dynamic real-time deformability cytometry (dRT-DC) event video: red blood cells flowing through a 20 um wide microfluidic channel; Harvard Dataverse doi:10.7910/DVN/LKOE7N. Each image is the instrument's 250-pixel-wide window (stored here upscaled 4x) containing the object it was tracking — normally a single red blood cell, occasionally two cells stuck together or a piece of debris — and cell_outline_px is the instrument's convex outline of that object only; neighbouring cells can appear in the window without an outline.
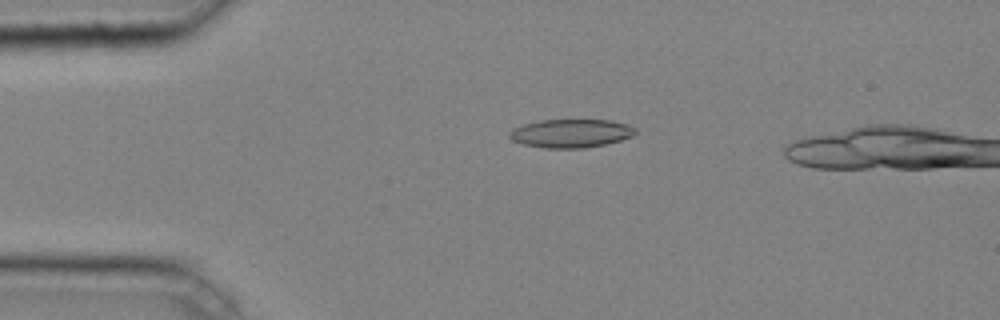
{"species": "common noctule bat (a hibernating species)", "species_latin": "Nyctalus noctula", "temperature_condition": "cold", "stored_images_in_passage": 6, "camera_frame_rate_fps": 3000, "um_per_image_px": 0.085, "animal": {"sex": "male", "body_mass_g": 20.4}, "frame": {"image": 1, "passage_image": 3, "time_ms": 0.667, "image_size_px": [1000, 320], "cell_outline_px": [[636, 132], [632, 136], [620, 140], [604, 144], [584, 148], [544, 148], [524, 144], [512, 140], [508, 136], [508, 132], [512, 128], [524, 124], [540, 120], [612, 120], [628, 124], [636, 128]], "centroid_in_image_um": [48.51, 11.33], "position_along_channel_um": 36.5, "area_um2": 20.92}}